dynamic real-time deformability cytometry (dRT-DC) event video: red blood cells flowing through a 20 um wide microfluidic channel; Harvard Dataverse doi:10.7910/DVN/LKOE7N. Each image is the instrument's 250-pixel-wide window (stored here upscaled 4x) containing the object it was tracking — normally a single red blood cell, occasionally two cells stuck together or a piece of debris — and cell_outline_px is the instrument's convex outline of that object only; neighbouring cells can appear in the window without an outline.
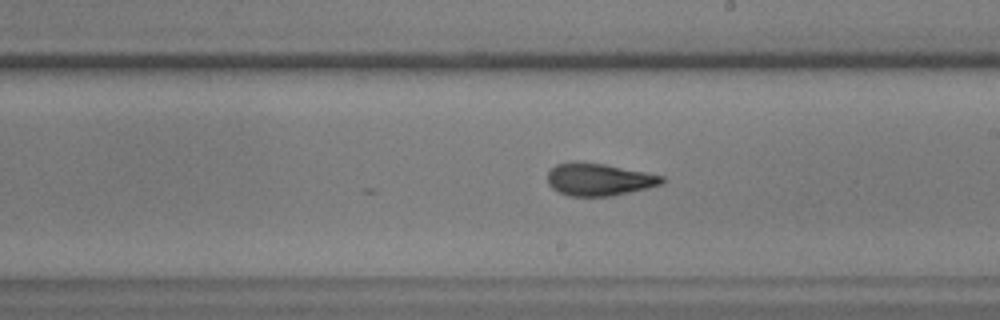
{"species": "common noctule bat (a hibernating species)", "species_latin": "Nyctalus noctula", "temperature_condition": "warm", "stored_images_in_passage": 31, "camera_frame_rate_fps": 3000, "um_per_image_px": 0.085, "animal": {"sex": "male", "body_mass_g": 17.9, "forearm_length_mm": 54.2}, "frame": {"image": 1, "passage_image": 26, "time_ms": 8.333, "image_size_px": [1000, 320], "cell_outline_px": [[664, 184], [648, 188], [612, 196], [568, 196], [552, 188], [548, 184], [548, 172], [556, 164], [576, 160], [604, 164], [664, 176]], "centroid_in_image_um": [50.9, 15.25], "position_along_channel_um": 238.1, "area_um2": 21.73}}